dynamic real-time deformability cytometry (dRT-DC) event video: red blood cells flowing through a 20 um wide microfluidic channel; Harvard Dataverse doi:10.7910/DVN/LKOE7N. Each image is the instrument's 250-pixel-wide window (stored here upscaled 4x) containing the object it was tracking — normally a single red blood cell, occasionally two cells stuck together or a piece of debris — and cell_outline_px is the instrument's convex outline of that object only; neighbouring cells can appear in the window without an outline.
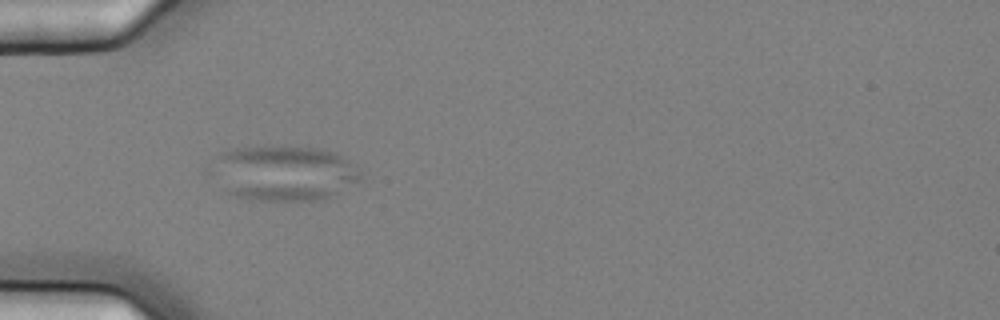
{"species": "common noctule bat (a hibernating species)", "species_latin": "Nyctalus noctula", "temperature_condition": "cold", "stored_images_in_passage": 7, "camera_frame_rate_fps": 3000, "um_per_image_px": 0.085, "animal": {"sex": "female", "body_mass_g": 25.1}, "frame": {"image": 1, "passage_image": 5, "time_ms": 1.333, "image_size_px": [1000, 320], "cell_outline_px": [[360, 180], [320, 200], [248, 200], [224, 192], [220, 156], [220, 152], [232, 148], [260, 144], [316, 148], [336, 152], [360, 176]], "centroid_in_image_um": [24.16, 14.69], "position_along_channel_um": 60.8, "area_um2": 46.24}}
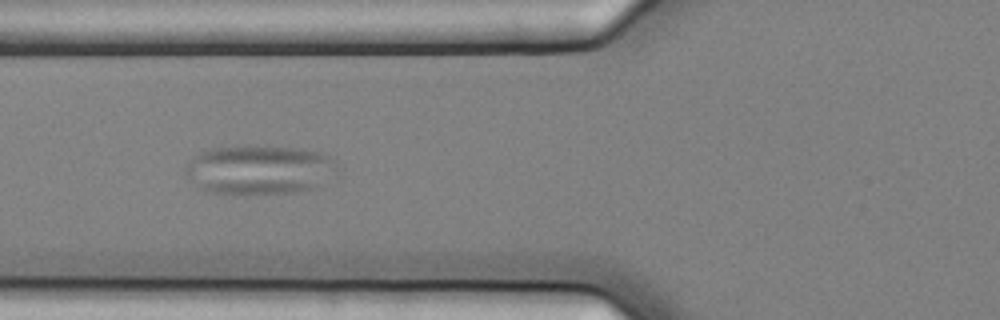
{"frame": {"image": 2, "passage_image": 6, "time_ms": 1.667, "image_size_px": [1000, 320], "cell_outline_px": [[336, 176], [312, 188], [296, 192], [244, 196], [208, 192], [192, 184], [184, 172], [184, 168], [192, 156], [200, 152], [212, 148], [240, 144], [256, 144], [296, 148], [324, 152], [336, 160]], "centroid_in_image_um": [22.02, 14.42], "position_along_channel_um": 103.8, "area_um2": 45.37}}